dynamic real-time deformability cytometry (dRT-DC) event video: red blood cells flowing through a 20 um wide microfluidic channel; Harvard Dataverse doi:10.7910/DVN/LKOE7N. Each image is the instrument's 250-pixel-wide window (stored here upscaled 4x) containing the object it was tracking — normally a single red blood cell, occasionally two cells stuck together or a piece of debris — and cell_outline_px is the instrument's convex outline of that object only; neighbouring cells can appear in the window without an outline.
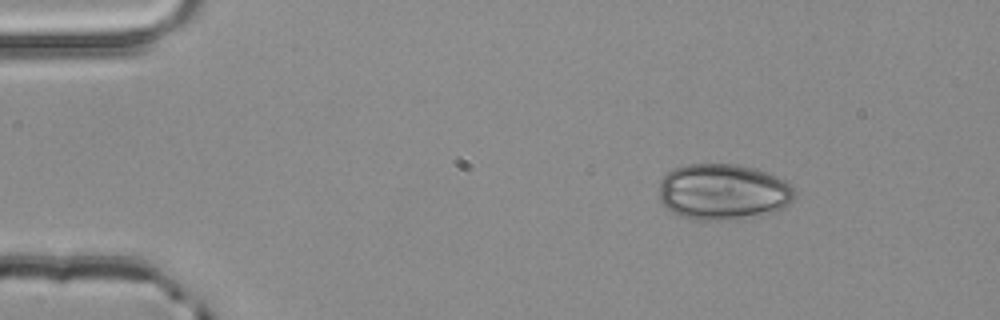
{"species": "common noctule bat (a hibernating species)", "species_latin": "Nyctalus noctula", "temperature_condition": "room temperature", "stored_images_in_passage": 2, "camera_frame_rate_fps": 3000, "um_per_image_px": 0.085, "animal": {"sex": "male", "body_mass_g": 20.4}, "frame": {"image": 1, "passage_image": 2, "time_ms": 0.333, "image_size_px": [1000, 320], "cell_outline_px": [[796, 196], [788, 204], [780, 208], [736, 220], [716, 220], [684, 216], [672, 212], [660, 200], [660, 180], [672, 168], [688, 164], [736, 164], [752, 168], [764, 172], [784, 180], [792, 184], [796, 192]], "centroid_in_image_um": [61.46, 16.28], "position_along_channel_um": 23.5, "area_um2": 43.64}}